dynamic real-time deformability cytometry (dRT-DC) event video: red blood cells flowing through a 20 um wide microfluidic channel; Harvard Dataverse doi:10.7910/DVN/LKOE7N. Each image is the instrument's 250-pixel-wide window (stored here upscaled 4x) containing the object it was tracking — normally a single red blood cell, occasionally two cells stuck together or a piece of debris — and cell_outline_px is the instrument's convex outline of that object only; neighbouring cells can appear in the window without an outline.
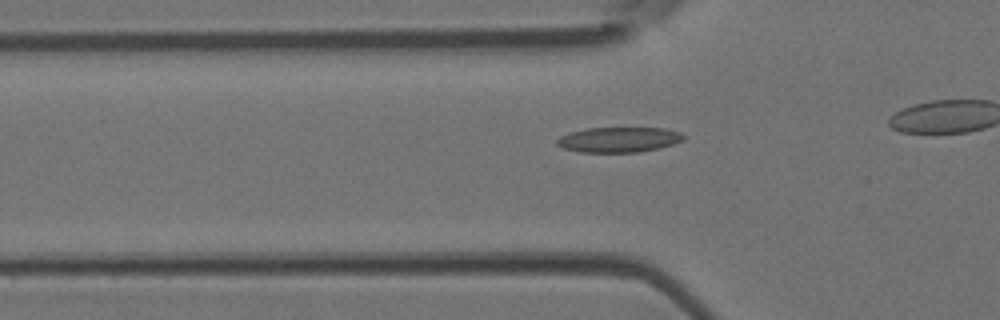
{"species": "Egyptian fruit bat (a non-hibernating species)", "species_latin": "Rousettus aegyptiacus", "temperature_condition": "room temperature", "stored_images_in_passage": 35, "camera_frame_rate_fps": 3000, "um_per_image_px": 0.085, "animal": {"sex": "female"}, "frame": {"image": 1, "passage_image": 13, "time_ms": 4.0, "image_size_px": [1000, 320], "cell_outline_px": [[684, 140], [660, 148], [640, 152], [580, 152], [564, 148], [556, 144], [556, 140], [560, 136], [572, 132], [588, 128], [664, 128], [680, 132], [684, 136]], "centroid_in_image_um": [52.61, 11.87], "position_along_channel_um": 73.2, "area_um2": 18.5}}
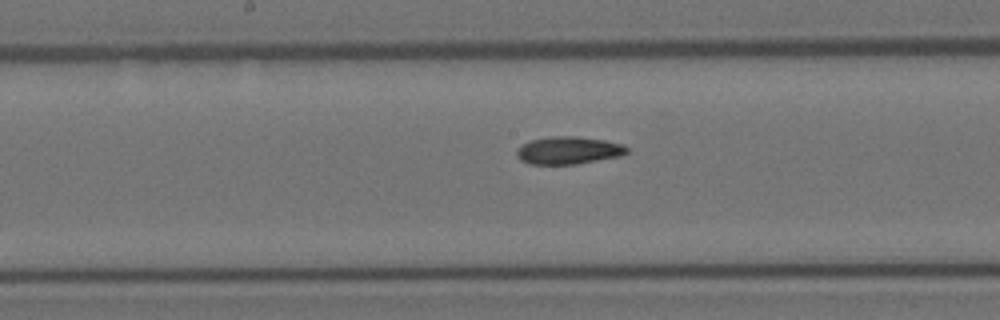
{"frame": {"image": 2, "passage_image": 22, "time_ms": 7.0, "image_size_px": [1000, 320], "cell_outline_px": [[628, 152], [620, 156], [576, 164], [528, 164], [520, 160], [516, 156], [516, 148], [532, 140], [548, 136], [576, 136], [604, 140], [624, 144], [628, 148]], "centroid_in_image_um": [48.3, 12.78], "position_along_channel_um": 199.9, "area_um2": 17.8}}
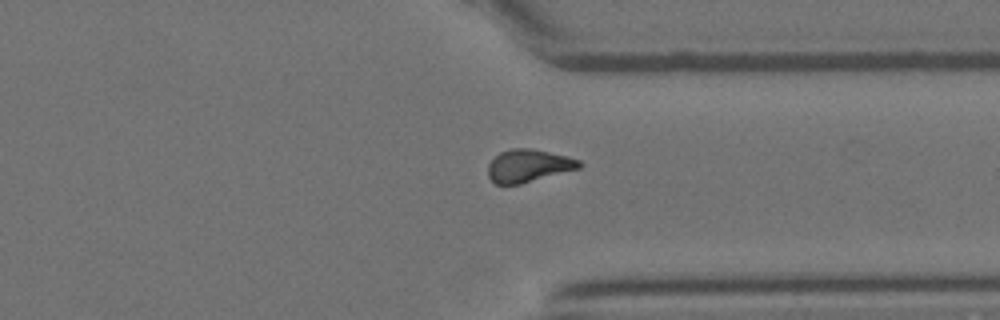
{"frame": {"image": 3, "passage_image": 34, "time_ms": 11.0, "image_size_px": [1000, 320], "cell_outline_px": [[584, 164], [580, 168], [520, 184], [496, 184], [488, 176], [488, 164], [500, 152], [512, 148], [532, 148], [580, 160]], "centroid_in_image_um": [44.92, 14.09], "position_along_channel_um": 366.5, "area_um2": 17.22}}